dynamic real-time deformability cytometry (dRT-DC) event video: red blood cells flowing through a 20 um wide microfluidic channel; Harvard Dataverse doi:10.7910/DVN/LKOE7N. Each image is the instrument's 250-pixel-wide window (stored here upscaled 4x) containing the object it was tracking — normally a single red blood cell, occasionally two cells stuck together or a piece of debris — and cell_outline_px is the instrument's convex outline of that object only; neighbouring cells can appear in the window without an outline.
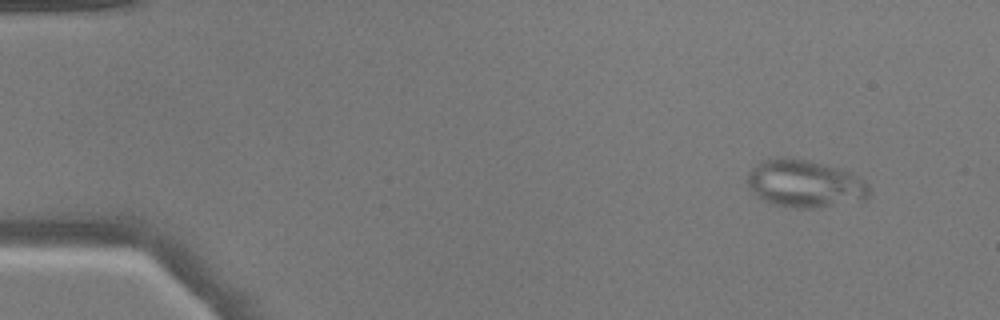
{"species": "common noctule bat (a hibernating species)", "species_latin": "Nyctalus noctula", "temperature_condition": "warm", "stored_images_in_passage": 50, "camera_frame_rate_fps": 3000, "um_per_image_px": 0.085, "animal": {"sex": "male", "body_mass_g": 17.9}, "frame": {"image": 1, "passage_image": 4, "time_ms": 1.0, "image_size_px": [1000, 320], "cell_outline_px": [[872, 192], [864, 200], [812, 208], [796, 208], [772, 204], [752, 196], [748, 188], [748, 172], [760, 160], [784, 156], [808, 160], [836, 168], [860, 176], [868, 184]], "centroid_in_image_um": [68.37, 15.61], "position_along_channel_um": 16.6, "area_um2": 34.16}}
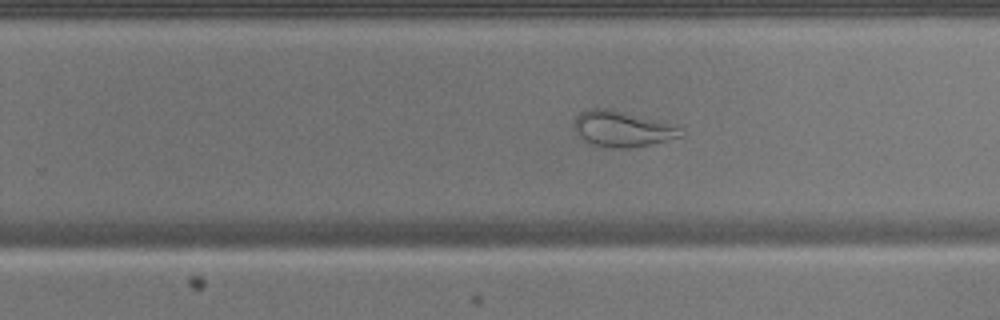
{"frame": {"image": 2, "passage_image": 32, "time_ms": 10.333, "image_size_px": [1000, 320], "cell_outline_px": [[684, 136], [648, 144], [628, 148], [604, 148], [592, 144], [584, 140], [572, 128], [572, 124], [576, 116], [584, 108], [608, 108], [656, 120], [680, 128]], "centroid_in_image_um": [52.79, 10.95], "position_along_channel_um": 277.0, "area_um2": 22.14}}
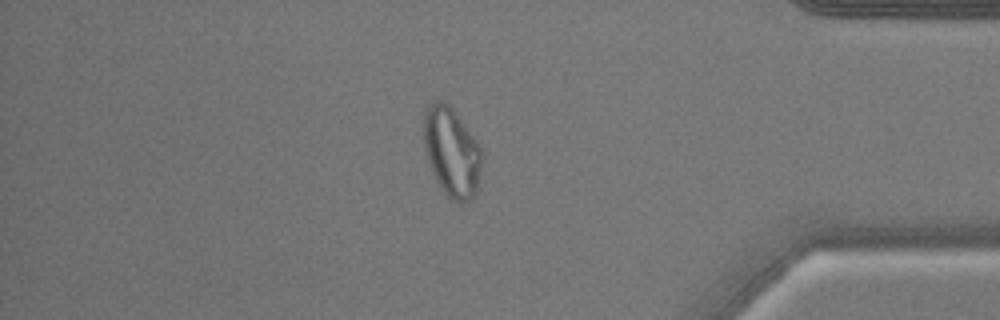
{"frame": {"image": 3, "passage_image": 43, "time_ms": 14.0, "image_size_px": [1000, 320], "cell_outline_px": [[484, 156], [476, 192], [472, 200], [460, 204], [452, 200], [440, 188], [432, 172], [424, 148], [424, 112], [428, 104], [436, 100], [440, 100], [448, 104], [452, 108], [476, 140], [484, 152]], "centroid_in_image_um": [38.41, 12.95], "position_along_channel_um": 396.8, "area_um2": 30.58}}